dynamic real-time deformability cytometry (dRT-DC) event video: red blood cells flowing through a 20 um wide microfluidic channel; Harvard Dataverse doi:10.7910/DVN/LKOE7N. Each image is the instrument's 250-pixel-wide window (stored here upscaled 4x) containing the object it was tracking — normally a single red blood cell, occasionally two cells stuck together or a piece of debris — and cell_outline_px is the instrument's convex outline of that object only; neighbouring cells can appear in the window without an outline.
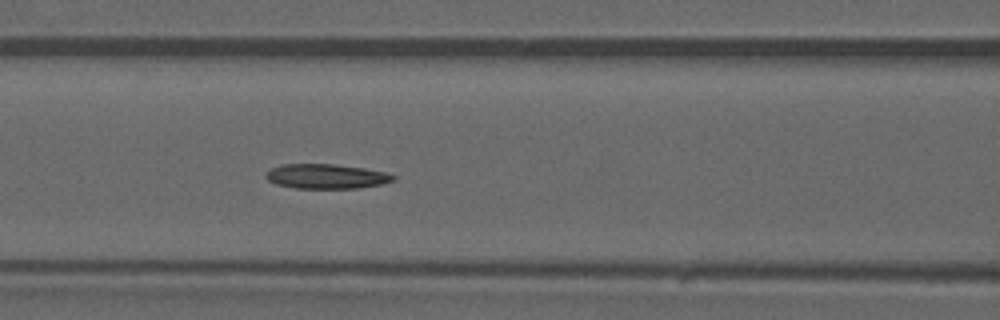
{"species": "common noctule bat (a hibernating species)", "species_latin": "Nyctalus noctula", "temperature_condition": "warm", "stored_images_in_passage": 46, "camera_frame_rate_fps": 3000, "um_per_image_px": 0.085, "animal": {"sex": "male", "forearm_length_mm": 52.5}, "frame": {"image": 1, "passage_image": 20, "time_ms": 6.333, "image_size_px": [1000, 320], "cell_outline_px": [[396, 180], [380, 184], [356, 188], [296, 188], [276, 184], [268, 180], [264, 176], [272, 168], [280, 164], [336, 164], [364, 168], [388, 172], [396, 176]], "centroid_in_image_um": [27.76, 14.98], "position_along_channel_um": 138.8, "area_um2": 18.32}}